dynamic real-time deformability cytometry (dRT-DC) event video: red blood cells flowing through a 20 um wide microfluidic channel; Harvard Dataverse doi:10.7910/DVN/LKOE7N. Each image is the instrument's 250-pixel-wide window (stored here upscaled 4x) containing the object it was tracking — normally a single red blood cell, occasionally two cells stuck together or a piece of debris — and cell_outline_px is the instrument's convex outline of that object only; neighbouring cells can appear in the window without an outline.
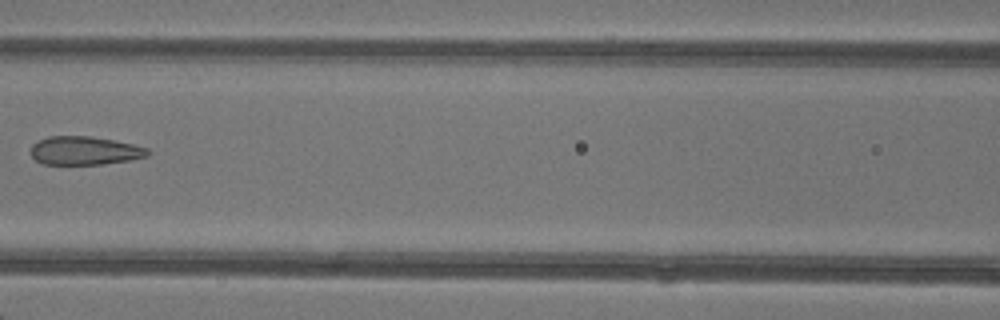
{"species": "common noctule bat (a hibernating species)", "species_latin": "Nyctalus noctula", "temperature_condition": "warm", "stored_images_in_passage": 7, "camera_frame_rate_fps": 3000, "um_per_image_px": 0.085, "animal": {"sex": "female"}, "frame": {"image": 1, "passage_image": 7, "time_ms": 7.0, "image_size_px": [1000, 320], "cell_outline_px": [[152, 152], [148, 156], [132, 160], [100, 164], [44, 164], [36, 160], [32, 156], [32, 144], [48, 136], [92, 136], [132, 144], [148, 148]], "centroid_in_image_um": [7.24, 12.8], "position_along_channel_um": 159.4, "area_um2": 19.36}}